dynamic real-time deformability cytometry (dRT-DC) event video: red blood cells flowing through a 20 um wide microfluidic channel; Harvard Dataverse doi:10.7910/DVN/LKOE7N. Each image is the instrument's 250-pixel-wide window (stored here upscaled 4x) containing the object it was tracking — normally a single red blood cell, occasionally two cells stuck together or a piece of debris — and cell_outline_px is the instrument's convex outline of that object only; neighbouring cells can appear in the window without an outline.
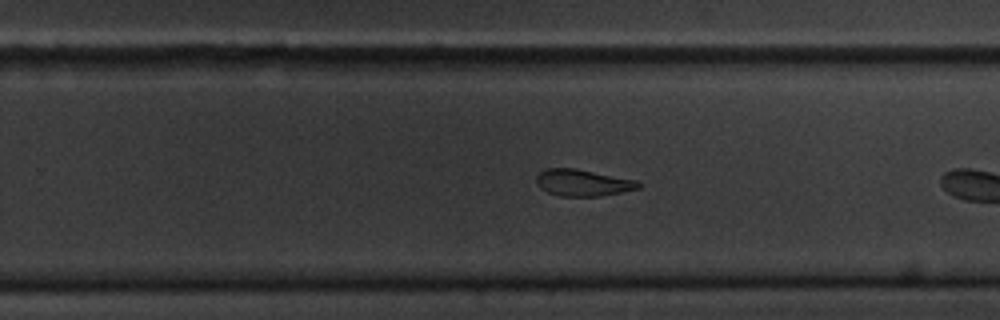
{"species": "common noctule bat (a hibernating species)", "species_latin": "Nyctalus noctula", "temperature_condition": "cold", "stored_images_in_passage": 45, "camera_frame_rate_fps": 3000, "um_per_image_px": 0.085, "animal": {"sex": "male", "body_mass_g": 20.1, "forearm_length_mm": 53.5}, "frame": {"image": 1, "passage_image": 22, "time_ms": 7.0, "image_size_px": [1000, 320], "cell_outline_px": [[640, 188], [600, 196], [560, 196], [548, 192], [540, 188], [536, 184], [536, 176], [544, 168], [576, 168], [636, 180], [640, 184]], "centroid_in_image_um": [49.5, 15.52], "position_along_channel_um": 280.3, "area_um2": 15.84}}
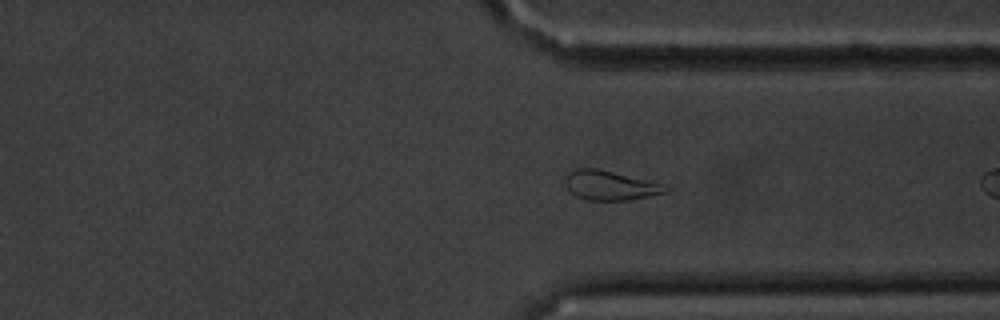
{"frame": {"image": 2, "passage_image": 29, "time_ms": 9.333, "image_size_px": [1000, 320], "cell_outline_px": [[672, 188], [664, 192], [648, 196], [628, 200], [588, 200], [576, 196], [568, 188], [568, 172], [580, 168], [596, 168], [612, 172]], "centroid_in_image_um": [51.82, 15.78], "position_along_channel_um": 359.6, "area_um2": 16.24}}
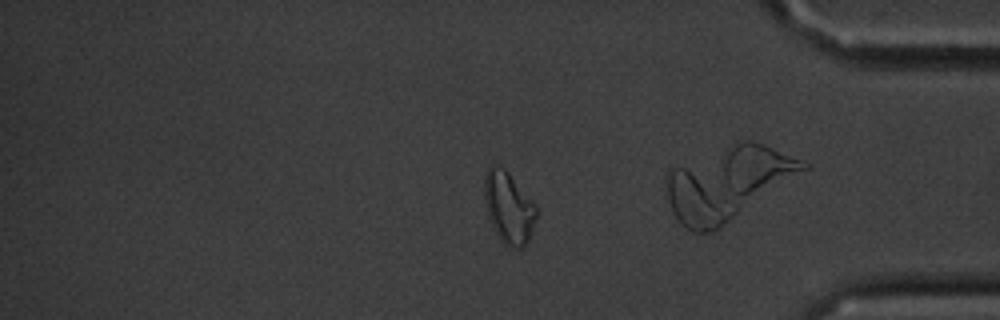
{"frame": {"image": 3, "passage_image": 34, "time_ms": 11.0, "image_size_px": [1000, 320], "cell_outline_px": [[536, 216], [528, 240], [524, 248], [508, 248], [500, 240], [488, 216], [484, 196], [484, 176], [488, 168], [492, 164], [504, 168], [508, 172], [536, 204]], "centroid_in_image_um": [43.23, 17.64], "position_along_channel_um": 392.0, "area_um2": 21.62}, "authors_computed_cell_mechanics": {"area_um2": 18.9006, "velocity_mm_per_s": 3.3983, "shape_relaxation_time_tau1_ms": null, "shape_relaxation_time_tau2_ms": 6.7475, "deformation_change_tau1": null, "deformation_change_tau2": 0.1577}}